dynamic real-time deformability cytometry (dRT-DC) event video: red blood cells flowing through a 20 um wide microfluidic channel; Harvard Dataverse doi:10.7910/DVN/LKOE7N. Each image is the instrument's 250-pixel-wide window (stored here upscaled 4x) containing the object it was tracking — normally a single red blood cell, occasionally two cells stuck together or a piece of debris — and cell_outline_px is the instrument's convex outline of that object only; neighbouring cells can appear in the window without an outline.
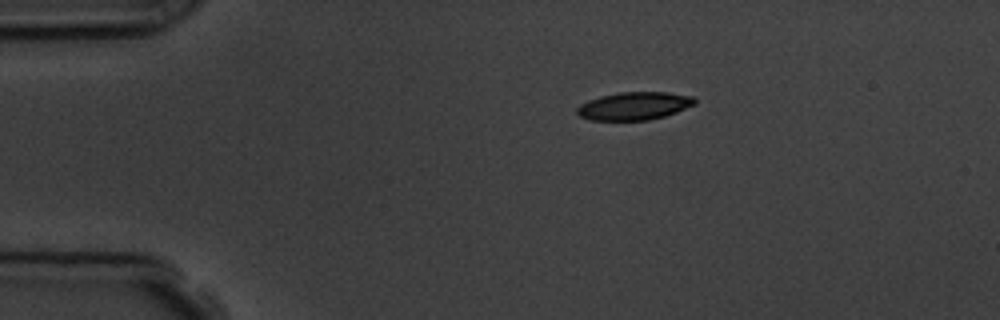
{"species": "common noctule bat (a hibernating species)", "species_latin": "Nyctalus noctula", "temperature_condition": "room temperature", "stored_images_in_passage": 2, "camera_frame_rate_fps": 3000, "um_per_image_px": 0.085, "animal": {"sex": "male", "body_mass_g": 19.5, "forearm_length_mm": 54.6}, "frame": {"image": 1, "passage_image": 1, "time_ms": 0.0, "image_size_px": [1000, 320], "cell_outline_px": [[696, 104], [676, 112], [664, 116], [648, 120], [592, 120], [580, 116], [576, 112], [576, 108], [580, 104], [588, 100], [600, 96], [620, 92], [668, 92], [692, 96], [696, 100]], "centroid_in_image_um": [53.9, 9.0], "position_along_channel_um": 31.1, "area_um2": 19.13}}